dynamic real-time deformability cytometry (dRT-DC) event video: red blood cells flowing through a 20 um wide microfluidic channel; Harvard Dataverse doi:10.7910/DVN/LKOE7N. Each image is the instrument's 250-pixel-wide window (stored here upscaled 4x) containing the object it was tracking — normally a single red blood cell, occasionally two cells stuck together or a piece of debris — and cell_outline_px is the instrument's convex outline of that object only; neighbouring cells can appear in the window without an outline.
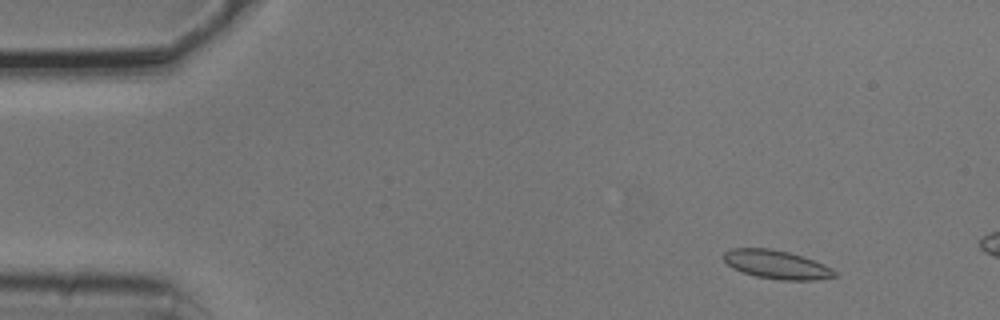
{"species": "common noctule bat (a hibernating species)", "species_latin": "Nyctalus noctula", "temperature_condition": "cold", "stored_images_in_passage": 4, "camera_frame_rate_fps": 3000, "um_per_image_px": 0.085, "animal": {"sex": "male", "body_mass_g": 20.5, "forearm_length_mm": 52.5}, "frame": {"image": 1, "passage_image": 2, "time_ms": 0.333, "image_size_px": [1000, 320], "cell_outline_px": [[840, 272], [836, 276], [816, 280], [780, 280], [756, 276], [732, 268], [724, 260], [724, 252], [728, 248], [768, 248], [788, 252], [824, 264]], "centroid_in_image_um": [66.02, 22.49], "position_along_channel_um": 19.0, "area_um2": 18.44}}